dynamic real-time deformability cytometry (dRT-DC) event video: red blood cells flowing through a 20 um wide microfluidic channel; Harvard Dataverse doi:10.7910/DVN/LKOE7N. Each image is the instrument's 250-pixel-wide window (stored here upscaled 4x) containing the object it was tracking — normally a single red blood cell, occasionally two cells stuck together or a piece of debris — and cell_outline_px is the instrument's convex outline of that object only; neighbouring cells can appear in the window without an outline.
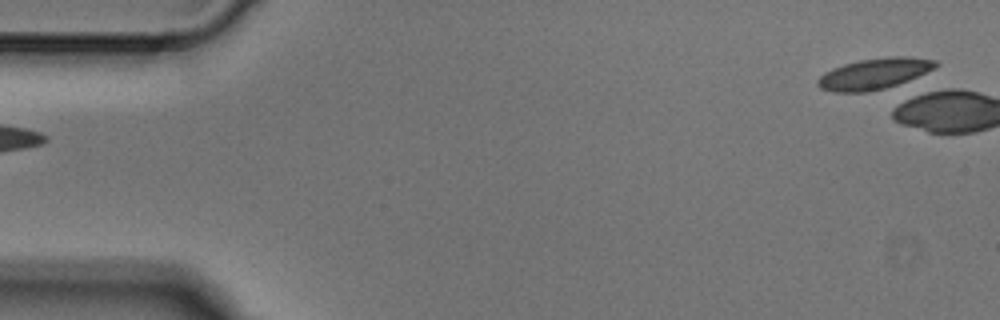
{"species": "Egyptian fruit bat (a non-hibernating species)", "species_latin": "Rousettus aegyptiacus", "temperature_condition": "cold", "stored_images_in_passage": 4, "segment_of_instrument_passage": [2, 2], "camera_frame_rate_fps": 3000, "um_per_image_px": 0.085, "animal": {"sex": "male"}, "frame": {"image": 1, "passage_image": 4, "time_ms": 1.0, "image_size_px": [1000, 320], "cell_outline_px": [[940, 64], [936, 68], [908, 84], [868, 92], [832, 92], [820, 88], [816, 84], [816, 80], [824, 72], [832, 68], [844, 64], [860, 60], [888, 56], [908, 56], [936, 60]], "centroid_in_image_um": [74.4, 6.28], "position_along_channel_um": 10.6, "area_um2": 22.25}}